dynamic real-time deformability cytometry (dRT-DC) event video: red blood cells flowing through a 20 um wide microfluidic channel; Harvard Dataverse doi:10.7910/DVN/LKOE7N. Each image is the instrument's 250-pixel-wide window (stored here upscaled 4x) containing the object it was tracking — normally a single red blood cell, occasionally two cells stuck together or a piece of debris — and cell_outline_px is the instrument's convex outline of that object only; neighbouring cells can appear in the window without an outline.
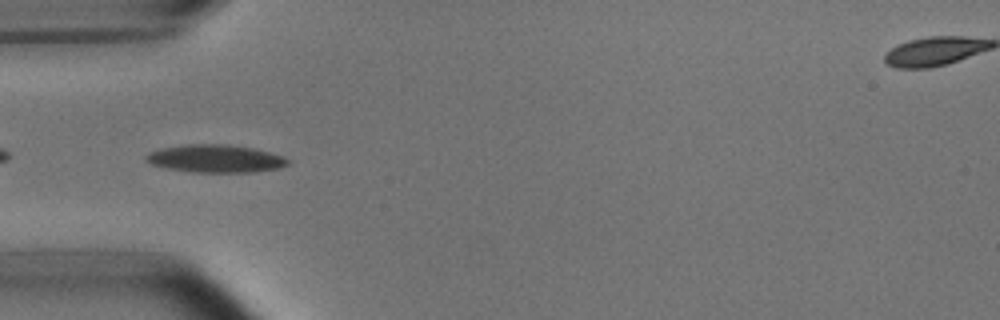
{"species": "common noctule bat (a hibernating species)", "species_latin": "Nyctalus noctula", "temperature_condition": "room temperature", "stored_images_in_passage": 38, "camera_frame_rate_fps": 3000, "um_per_image_px": 0.085, "animal": {"sex": "male", "body_mass_g": 15.6}, "frame": {"image": 1, "passage_image": 2, "time_ms": 0.333, "image_size_px": [1000, 320], "cell_outline_px": [[292, 160], [288, 164], [276, 168], [256, 172], [192, 172], [168, 168], [152, 164], [144, 160], [144, 156], [148, 152], [160, 148], [184, 144], [228, 144], [256, 148], [284, 156]], "centroid_in_image_um": [18.32, 13.47], "position_along_channel_um": 66.7, "area_um2": 23.24}}
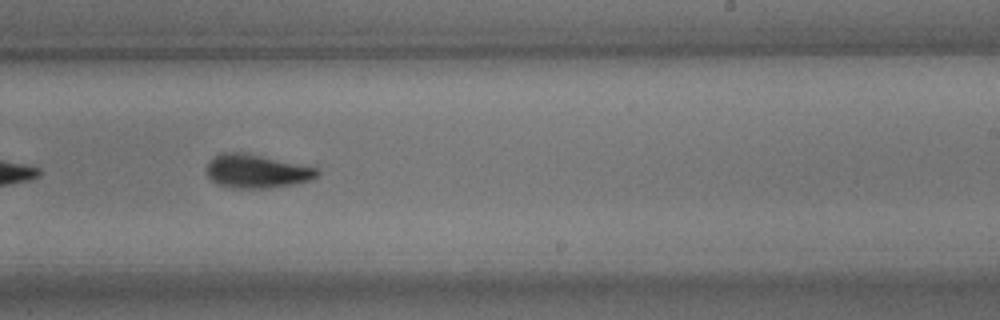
{"frame": {"image": 2, "passage_image": 18, "time_ms": 5.667, "image_size_px": [1000, 320], "cell_outline_px": [[320, 172], [312, 180], [292, 184], [268, 188], [232, 188], [216, 184], [208, 176], [204, 168], [208, 160], [212, 156], [220, 152], [240, 152], [260, 156], [316, 168]], "centroid_in_image_um": [21.71, 14.55], "position_along_channel_um": 267.3, "area_um2": 21.62}}
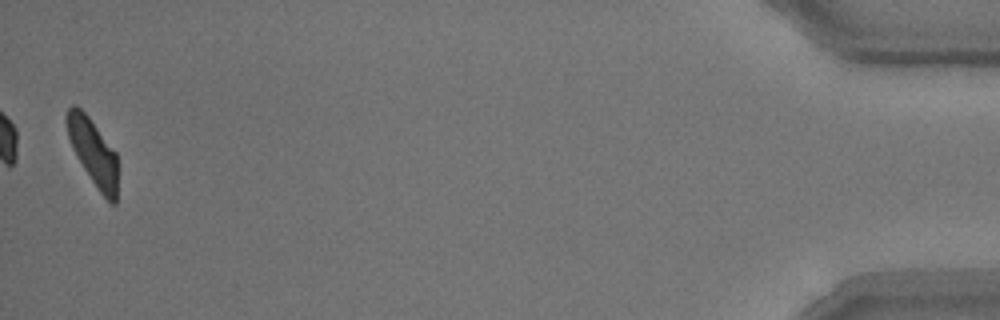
{"frame": {"image": 3, "passage_image": 38, "time_ms": 12.333, "image_size_px": [1000, 320], "cell_outline_px": [[116, 204], [112, 204], [100, 192], [76, 156], [72, 148], [68, 136], [64, 120], [68, 108], [72, 104], [76, 104], [88, 116], [116, 152]], "centroid_in_image_um": [7.87, 12.86], "position_along_channel_um": 427.3, "area_um2": 19.42}, "authors_computed_cell_mechanics": {"area_um2": 21.5305, "velocity_mm_per_s": 3.7545, "shape_relaxation_time_tau1_ms": 3.8081, "shape_relaxation_time_tau2_ms": 2.2152, "deformation_change_tau1": 0.1527, "deformation_change_tau2": 0.0871}}